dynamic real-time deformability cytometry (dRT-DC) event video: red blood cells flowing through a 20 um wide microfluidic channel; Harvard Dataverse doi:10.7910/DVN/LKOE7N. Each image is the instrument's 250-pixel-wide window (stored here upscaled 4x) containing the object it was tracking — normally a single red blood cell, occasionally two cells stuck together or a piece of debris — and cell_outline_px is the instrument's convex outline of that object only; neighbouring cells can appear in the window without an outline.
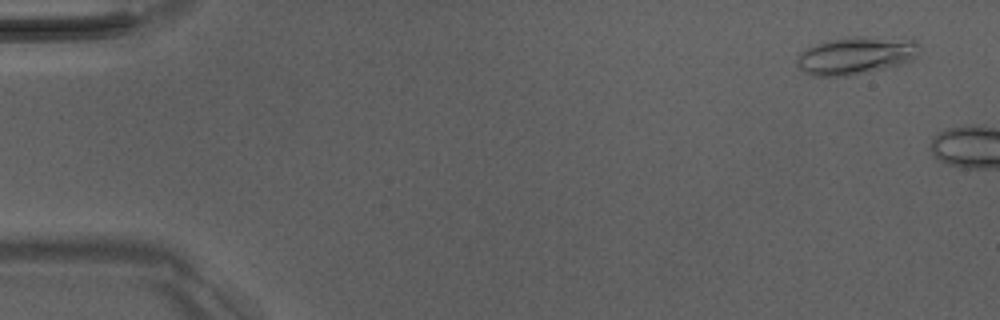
{"species": "Egyptian fruit bat (a non-hibernating species)", "species_latin": "Rousettus aegyptiacus", "temperature_condition": "room temperature", "stored_images_in_passage": 2, "camera_frame_rate_fps": 3000, "um_per_image_px": 0.085, "animal": {"sex": "male"}, "frame": {"image": 1, "passage_image": 1, "time_ms": 0.0, "image_size_px": [1000, 320], "cell_outline_px": [[920, 44], [916, 56], [912, 60], [900, 64], [868, 72], [848, 76], [816, 76], [804, 72], [796, 64], [796, 60], [800, 52], [804, 48], [812, 44], [828, 40], [852, 36], [912, 36]], "centroid_in_image_um": [72.8, 4.67], "position_along_channel_um": 12.2, "area_um2": 27.74}}